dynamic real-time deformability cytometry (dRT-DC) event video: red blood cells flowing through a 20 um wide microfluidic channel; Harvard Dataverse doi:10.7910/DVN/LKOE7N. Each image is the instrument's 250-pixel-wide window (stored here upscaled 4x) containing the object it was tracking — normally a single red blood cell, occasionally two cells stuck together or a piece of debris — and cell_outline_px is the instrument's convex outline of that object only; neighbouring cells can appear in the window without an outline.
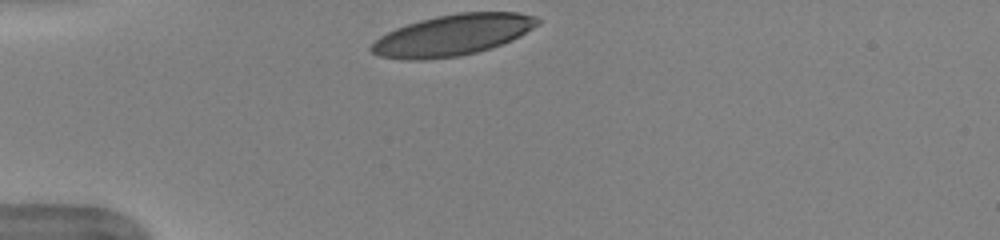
{"species": "human", "species_latin": "Homo sapiens", "temperature_condition": "warm", "stored_images_in_passage": 31, "camera_frame_rate_fps": 3000, "um_per_image_px": 0.085, "donor": {"sex": "female"}, "frame": {"image": 1, "passage_image": 1, "time_ms": 0.0, "image_size_px": [1000, 240], "cell_outline_px": [[540, 24], [520, 36], [512, 40], [476, 52], [460, 56], [424, 60], [404, 60], [380, 56], [372, 52], [368, 48], [380, 36], [396, 28], [420, 20], [436, 16], [460, 12], [520, 12], [536, 16], [540, 20]], "centroid_in_image_um": [38.49, 2.98], "position_along_channel_um": 46.5, "area_um2": 39.77}}
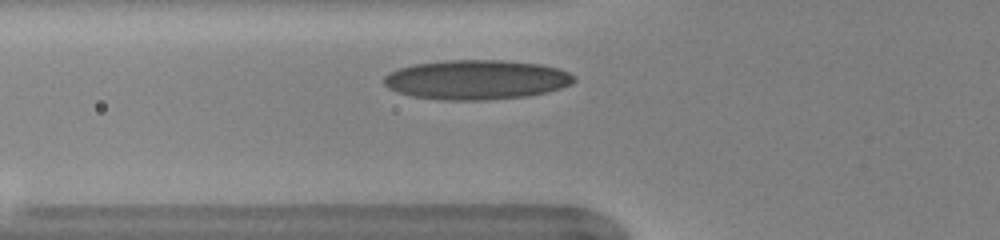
{"frame": {"image": 2, "passage_image": 6, "time_ms": 1.667, "image_size_px": [1000, 240], "cell_outline_px": [[576, 80], [572, 84], [548, 92], [528, 96], [488, 100], [444, 100], [412, 96], [388, 88], [384, 84], [384, 76], [388, 72], [400, 68], [416, 64], [444, 60], [504, 60], [540, 64], [556, 68], [568, 72], [576, 76]], "centroid_in_image_um": [40.52, 6.77], "position_along_channel_um": 85.3, "area_um2": 43.93}}
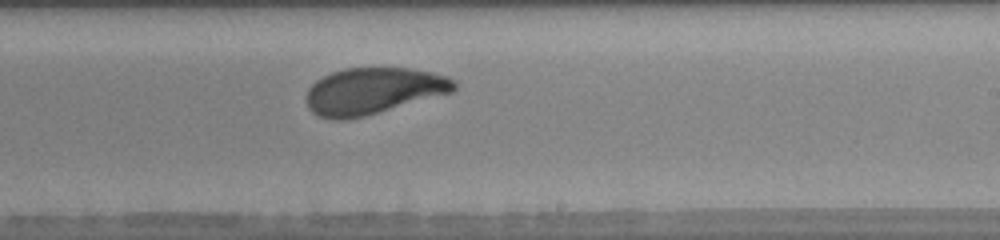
{"frame": {"image": 3, "passage_image": 19, "time_ms": 6.0, "image_size_px": [1000, 240], "cell_outline_px": [[456, 88], [452, 92], [364, 116], [348, 120], [332, 120], [320, 116], [312, 112], [308, 108], [304, 100], [308, 88], [316, 80], [332, 72], [344, 68], [408, 68], [432, 72], [448, 76], [456, 84]], "centroid_in_image_um": [31.67, 7.73], "position_along_channel_um": 257.3, "area_um2": 40.06}, "authors_computed_cell_mechanics": {"area_um2": 40.3444, "velocity_mm_per_s": 3.9509, "shape_relaxation_time_tau1_ms": 2.8361, "shape_relaxation_time_tau2_ms": 1.1575, "deformation_change_tau1": 0.1329, "deformation_change_tau2": 0.0755}}